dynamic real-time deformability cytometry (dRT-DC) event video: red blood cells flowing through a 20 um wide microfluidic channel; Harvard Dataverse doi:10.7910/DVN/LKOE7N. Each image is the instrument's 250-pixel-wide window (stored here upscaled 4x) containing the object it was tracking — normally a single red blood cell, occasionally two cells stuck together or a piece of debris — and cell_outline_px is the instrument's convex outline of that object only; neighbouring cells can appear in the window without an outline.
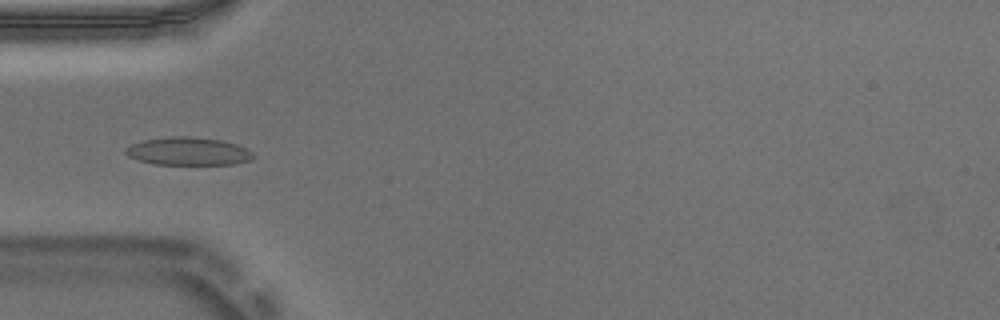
{"species": "Egyptian fruit bat (a non-hibernating species)", "species_latin": "Rousettus aegyptiacus", "temperature_condition": "warm", "stored_images_in_passage": 44, "camera_frame_rate_fps": 3000, "um_per_image_px": 0.085, "animal": {"sex": "male"}, "frame": {"image": 1, "passage_image": 7, "time_ms": 2.0, "image_size_px": [1000, 320], "cell_outline_px": [[256, 156], [252, 160], [236, 164], [156, 164], [140, 160], [128, 156], [124, 152], [124, 148], [132, 144], [144, 140], [172, 136], [188, 136], [220, 140], [236, 144], [248, 148]], "centroid_in_image_um": [16.04, 12.86], "position_along_channel_um": 69.0, "area_um2": 20.81}, "authors_computed_cell_mechanics": {"area_um2": 20.1144, "velocity_mm_per_s": 3.7016, "shape_relaxation_time_tau1_ms": 5.1856, "shape_relaxation_time_tau2_ms": 1.7519, "deformation_change_tau1": 0.1267, "deformation_change_tau2": 0.0669}}